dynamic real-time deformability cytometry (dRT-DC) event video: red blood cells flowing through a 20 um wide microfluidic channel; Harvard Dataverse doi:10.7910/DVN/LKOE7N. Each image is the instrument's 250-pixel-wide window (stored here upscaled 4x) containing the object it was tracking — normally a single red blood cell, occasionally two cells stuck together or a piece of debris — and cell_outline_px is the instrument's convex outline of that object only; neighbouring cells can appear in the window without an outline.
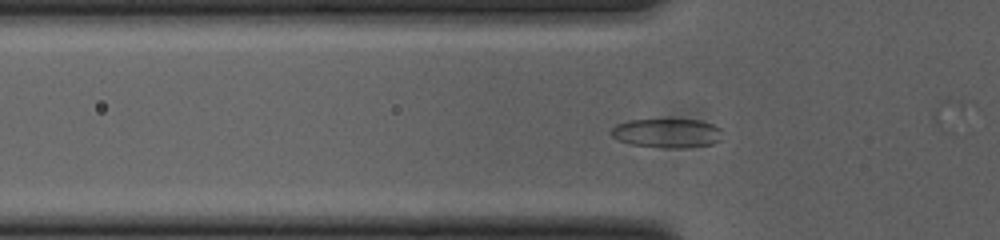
{"species": "common noctule bat (a hibernating species)", "species_latin": "Nyctalus noctula", "temperature_condition": "cold", "stored_images_in_passage": 52, "camera_frame_rate_fps": 3000, "um_per_image_px": 0.085, "animal": {"sex": "female", "body_mass_g": 23.0, "forearm_length_mm": 53.4}, "frame": {"image": 1, "passage_image": 16, "time_ms": 5.0, "image_size_px": [1000, 240], "cell_outline_px": [[720, 140], [712, 144], [684, 148], [680, 148], [632, 144], [620, 140], [612, 136], [612, 128], [616, 124], [628, 120], [700, 120], [712, 124], [720, 128]], "centroid_in_image_um": [56.71, 11.3], "position_along_channel_um": 69.1, "area_um2": 18.44}}
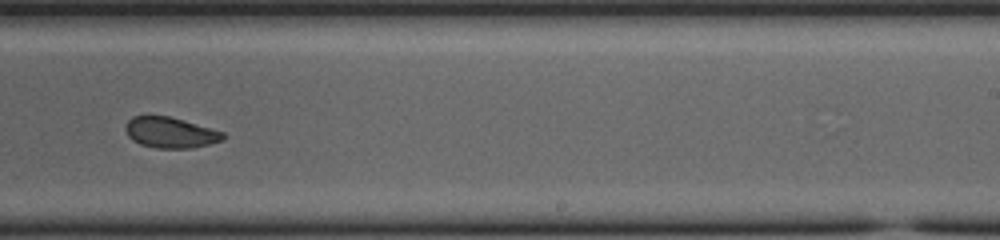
{"frame": {"image": 2, "passage_image": 32, "time_ms": 10.333, "image_size_px": [1000, 240], "cell_outline_px": [[224, 140], [192, 148], [156, 148], [140, 144], [132, 140], [128, 136], [124, 128], [128, 120], [132, 116], [168, 116], [184, 120], [224, 132]], "centroid_in_image_um": [14.46, 11.27], "position_along_channel_um": 274.5, "area_um2": 17.46}}
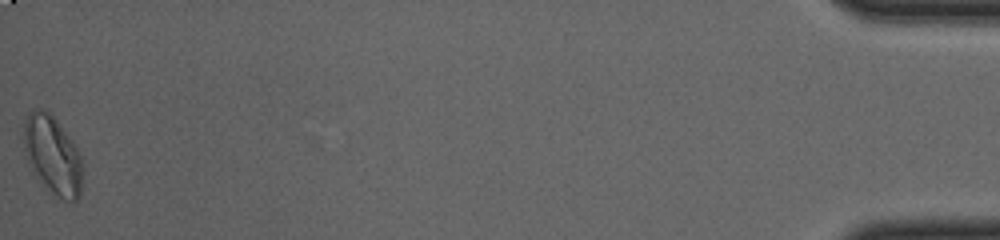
{"frame": {"image": 3, "passage_image": 52, "time_ms": 17.0, "image_size_px": [1000, 240], "cell_outline_px": [[80, 196], [72, 204], [52, 196], [40, 184], [32, 172], [28, 164], [24, 152], [24, 120], [32, 108], [40, 108], [48, 112], [56, 120], [72, 140], [80, 156]], "centroid_in_image_um": [4.42, 13.24], "position_along_channel_um": 430.8, "area_um2": 27.17}, "authors_computed_cell_mechanics": {"area_um2": 19.1896, "velocity_mm_per_s": 3.8542, "shape_relaxation_time_tau1_ms": 1.8536, "shape_relaxation_time_tau2_ms": 1.3199, "deformation_change_tau1": 0.0986, "deformation_change_tau2": 0.0655}}